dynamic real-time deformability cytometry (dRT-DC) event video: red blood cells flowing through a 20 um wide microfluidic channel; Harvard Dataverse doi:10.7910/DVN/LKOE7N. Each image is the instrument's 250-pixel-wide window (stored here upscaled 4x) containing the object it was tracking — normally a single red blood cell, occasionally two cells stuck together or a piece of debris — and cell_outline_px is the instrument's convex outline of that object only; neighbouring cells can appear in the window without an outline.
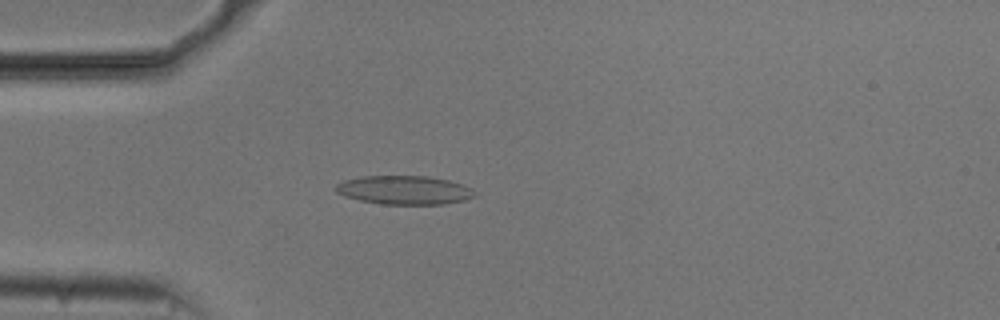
{"species": "common noctule bat (a hibernating species)", "species_latin": "Nyctalus noctula", "temperature_condition": "cold", "stored_images_in_passage": 54, "camera_frame_rate_fps": 3000, "um_per_image_px": 0.085, "animal": {"sex": "male", "body_mass_g": 20.5, "forearm_length_mm": 52.5}, "frame": {"image": 1, "passage_image": 15, "time_ms": 4.667, "image_size_px": [1000, 320], "cell_outline_px": [[476, 196], [464, 200], [444, 204], [384, 204], [360, 200], [344, 196], [336, 192], [336, 184], [344, 180], [364, 176], [428, 176], [448, 180], [464, 184], [472, 188], [476, 192]], "centroid_in_image_um": [34.4, 16.15], "position_along_channel_um": 50.6, "area_um2": 23.29}}
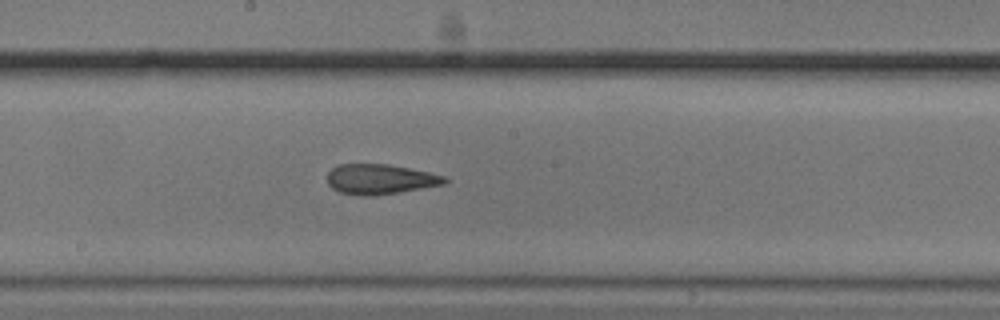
{"frame": {"image": 2, "passage_image": 29, "time_ms": 9.333, "image_size_px": [1000, 320], "cell_outline_px": [[448, 180], [444, 184], [400, 192], [372, 196], [364, 196], [340, 192], [332, 188], [328, 184], [328, 172], [332, 168], [340, 164], [388, 164], [448, 176]], "centroid_in_image_um": [32.32, 15.23], "position_along_channel_um": 215.9, "area_um2": 20.52}}
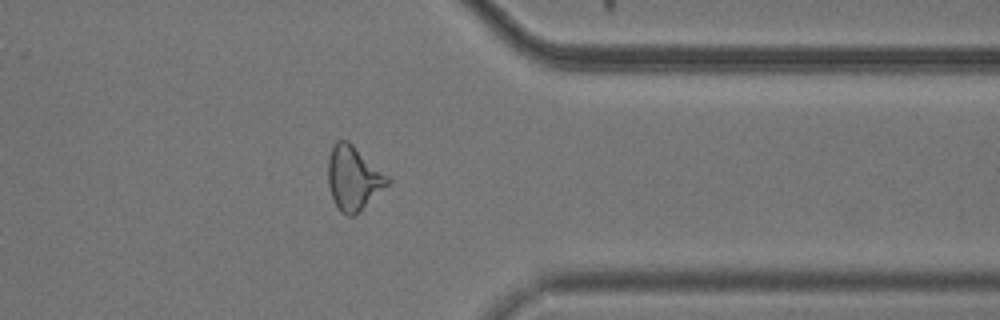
{"frame": {"image": 3, "passage_image": 43, "time_ms": 14.0, "image_size_px": [1000, 320], "cell_outline_px": [[392, 180], [388, 184], [352, 216], [348, 216], [340, 212], [332, 196], [328, 184], [328, 156], [336, 140], [348, 140], [392, 176]], "centroid_in_image_um": [30.07, 15.07], "position_along_channel_um": 381.3, "area_um2": 22.25}, "authors_computed_cell_mechanics": {"area_um2": 22.253, "velocity_mm_per_s": 3.7326, "shape_relaxation_time_tau1_ms": 10.0473, "shape_relaxation_time_tau2_ms": 3.4352, "deformation_change_tau1": 0.1922, "deformation_change_tau2": 0.1265}}